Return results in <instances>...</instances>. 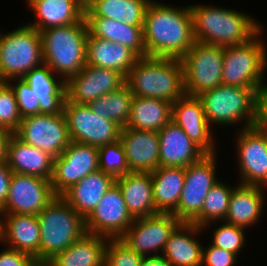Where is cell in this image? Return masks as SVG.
<instances>
[{"label": "cell", "mask_w": 267, "mask_h": 266, "mask_svg": "<svg viewBox=\"0 0 267 266\" xmlns=\"http://www.w3.org/2000/svg\"><path fill=\"white\" fill-rule=\"evenodd\" d=\"M143 36L147 57L181 59L195 43L190 6L175 8L151 0Z\"/></svg>", "instance_id": "6da1fadb"}, {"label": "cell", "mask_w": 267, "mask_h": 266, "mask_svg": "<svg viewBox=\"0 0 267 266\" xmlns=\"http://www.w3.org/2000/svg\"><path fill=\"white\" fill-rule=\"evenodd\" d=\"M195 41L220 46L243 45L263 26L252 16L226 7L189 5ZM262 28V29H261Z\"/></svg>", "instance_id": "7a4b0ae2"}, {"label": "cell", "mask_w": 267, "mask_h": 266, "mask_svg": "<svg viewBox=\"0 0 267 266\" xmlns=\"http://www.w3.org/2000/svg\"><path fill=\"white\" fill-rule=\"evenodd\" d=\"M134 96L174 103L185 95L181 59L140 57L125 77Z\"/></svg>", "instance_id": "3957f363"}, {"label": "cell", "mask_w": 267, "mask_h": 266, "mask_svg": "<svg viewBox=\"0 0 267 266\" xmlns=\"http://www.w3.org/2000/svg\"><path fill=\"white\" fill-rule=\"evenodd\" d=\"M40 35L44 64L59 78L66 82L85 67L88 37L85 18L78 23L42 30Z\"/></svg>", "instance_id": "277c9868"}, {"label": "cell", "mask_w": 267, "mask_h": 266, "mask_svg": "<svg viewBox=\"0 0 267 266\" xmlns=\"http://www.w3.org/2000/svg\"><path fill=\"white\" fill-rule=\"evenodd\" d=\"M40 263H47L85 233V219L62 196H56L38 215Z\"/></svg>", "instance_id": "5b68a950"}, {"label": "cell", "mask_w": 267, "mask_h": 266, "mask_svg": "<svg viewBox=\"0 0 267 266\" xmlns=\"http://www.w3.org/2000/svg\"><path fill=\"white\" fill-rule=\"evenodd\" d=\"M198 98L210 126H232L243 121V129L255 126L256 91L252 88L220 85L203 92Z\"/></svg>", "instance_id": "8992f818"}, {"label": "cell", "mask_w": 267, "mask_h": 266, "mask_svg": "<svg viewBox=\"0 0 267 266\" xmlns=\"http://www.w3.org/2000/svg\"><path fill=\"white\" fill-rule=\"evenodd\" d=\"M43 64L42 39L34 27L27 24L0 34V81L23 78Z\"/></svg>", "instance_id": "52a82bcc"}, {"label": "cell", "mask_w": 267, "mask_h": 266, "mask_svg": "<svg viewBox=\"0 0 267 266\" xmlns=\"http://www.w3.org/2000/svg\"><path fill=\"white\" fill-rule=\"evenodd\" d=\"M261 34L262 30L243 45L224 47L222 85L257 91L267 68V47L261 40Z\"/></svg>", "instance_id": "ba28073f"}, {"label": "cell", "mask_w": 267, "mask_h": 266, "mask_svg": "<svg viewBox=\"0 0 267 266\" xmlns=\"http://www.w3.org/2000/svg\"><path fill=\"white\" fill-rule=\"evenodd\" d=\"M181 62L186 95L199 96L222 85L224 46L195 41Z\"/></svg>", "instance_id": "9c48e42d"}, {"label": "cell", "mask_w": 267, "mask_h": 266, "mask_svg": "<svg viewBox=\"0 0 267 266\" xmlns=\"http://www.w3.org/2000/svg\"><path fill=\"white\" fill-rule=\"evenodd\" d=\"M70 139L73 142L101 147L120 139L121 127L110 119L99 117L86 104L64 101Z\"/></svg>", "instance_id": "30bf717a"}, {"label": "cell", "mask_w": 267, "mask_h": 266, "mask_svg": "<svg viewBox=\"0 0 267 266\" xmlns=\"http://www.w3.org/2000/svg\"><path fill=\"white\" fill-rule=\"evenodd\" d=\"M216 155L206 154L185 167L184 187L178 206L172 212L181 222L191 223L201 213L209 190L219 182L215 174Z\"/></svg>", "instance_id": "8fae6325"}, {"label": "cell", "mask_w": 267, "mask_h": 266, "mask_svg": "<svg viewBox=\"0 0 267 266\" xmlns=\"http://www.w3.org/2000/svg\"><path fill=\"white\" fill-rule=\"evenodd\" d=\"M26 144L41 149L54 158L63 153L71 143L64 113H39L23 117L13 133Z\"/></svg>", "instance_id": "7c38bea8"}, {"label": "cell", "mask_w": 267, "mask_h": 266, "mask_svg": "<svg viewBox=\"0 0 267 266\" xmlns=\"http://www.w3.org/2000/svg\"><path fill=\"white\" fill-rule=\"evenodd\" d=\"M180 223L172 213L135 218L119 239L144 258L161 256L159 252L163 253L171 233ZM151 252L153 255H149Z\"/></svg>", "instance_id": "4fadbf2b"}, {"label": "cell", "mask_w": 267, "mask_h": 266, "mask_svg": "<svg viewBox=\"0 0 267 266\" xmlns=\"http://www.w3.org/2000/svg\"><path fill=\"white\" fill-rule=\"evenodd\" d=\"M98 170V148L71 141L63 153L54 158L52 190L56 196H62L85 176Z\"/></svg>", "instance_id": "5bb4252c"}, {"label": "cell", "mask_w": 267, "mask_h": 266, "mask_svg": "<svg viewBox=\"0 0 267 266\" xmlns=\"http://www.w3.org/2000/svg\"><path fill=\"white\" fill-rule=\"evenodd\" d=\"M48 179L13 173L1 214L38 215L54 198Z\"/></svg>", "instance_id": "9a60e30c"}, {"label": "cell", "mask_w": 267, "mask_h": 266, "mask_svg": "<svg viewBox=\"0 0 267 266\" xmlns=\"http://www.w3.org/2000/svg\"><path fill=\"white\" fill-rule=\"evenodd\" d=\"M236 147L240 184L267 186V131L255 126L242 128Z\"/></svg>", "instance_id": "2e32d148"}, {"label": "cell", "mask_w": 267, "mask_h": 266, "mask_svg": "<svg viewBox=\"0 0 267 266\" xmlns=\"http://www.w3.org/2000/svg\"><path fill=\"white\" fill-rule=\"evenodd\" d=\"M133 221L134 218L127 210L119 186L115 183L85 219V229L86 233L119 239Z\"/></svg>", "instance_id": "e0dca14e"}, {"label": "cell", "mask_w": 267, "mask_h": 266, "mask_svg": "<svg viewBox=\"0 0 267 266\" xmlns=\"http://www.w3.org/2000/svg\"><path fill=\"white\" fill-rule=\"evenodd\" d=\"M124 83L125 77L117 70L86 64L78 74L65 82L66 98L77 104L88 105Z\"/></svg>", "instance_id": "ac0fdd59"}, {"label": "cell", "mask_w": 267, "mask_h": 266, "mask_svg": "<svg viewBox=\"0 0 267 266\" xmlns=\"http://www.w3.org/2000/svg\"><path fill=\"white\" fill-rule=\"evenodd\" d=\"M205 154H216L213 132L198 96L184 95L172 104V119Z\"/></svg>", "instance_id": "d6986e66"}, {"label": "cell", "mask_w": 267, "mask_h": 266, "mask_svg": "<svg viewBox=\"0 0 267 266\" xmlns=\"http://www.w3.org/2000/svg\"><path fill=\"white\" fill-rule=\"evenodd\" d=\"M121 144L130 172H153L159 168L158 132L124 127L120 131Z\"/></svg>", "instance_id": "ffe728a7"}, {"label": "cell", "mask_w": 267, "mask_h": 266, "mask_svg": "<svg viewBox=\"0 0 267 266\" xmlns=\"http://www.w3.org/2000/svg\"><path fill=\"white\" fill-rule=\"evenodd\" d=\"M0 242L30 254L40 263V227L37 215L1 214Z\"/></svg>", "instance_id": "44dd1931"}, {"label": "cell", "mask_w": 267, "mask_h": 266, "mask_svg": "<svg viewBox=\"0 0 267 266\" xmlns=\"http://www.w3.org/2000/svg\"><path fill=\"white\" fill-rule=\"evenodd\" d=\"M159 167H188L206 155L184 131L170 121L160 131Z\"/></svg>", "instance_id": "7402d4cb"}, {"label": "cell", "mask_w": 267, "mask_h": 266, "mask_svg": "<svg viewBox=\"0 0 267 266\" xmlns=\"http://www.w3.org/2000/svg\"><path fill=\"white\" fill-rule=\"evenodd\" d=\"M35 21L28 23L37 31L78 23L85 18L84 0H26Z\"/></svg>", "instance_id": "603a6c76"}, {"label": "cell", "mask_w": 267, "mask_h": 266, "mask_svg": "<svg viewBox=\"0 0 267 266\" xmlns=\"http://www.w3.org/2000/svg\"><path fill=\"white\" fill-rule=\"evenodd\" d=\"M6 162L13 173L26 174L51 180L54 157L26 144L14 134L7 143Z\"/></svg>", "instance_id": "cb8c5ba5"}, {"label": "cell", "mask_w": 267, "mask_h": 266, "mask_svg": "<svg viewBox=\"0 0 267 266\" xmlns=\"http://www.w3.org/2000/svg\"><path fill=\"white\" fill-rule=\"evenodd\" d=\"M127 210L135 218L151 217L160 212L153 198L152 179L149 172H129L116 179Z\"/></svg>", "instance_id": "d4e9b609"}, {"label": "cell", "mask_w": 267, "mask_h": 266, "mask_svg": "<svg viewBox=\"0 0 267 266\" xmlns=\"http://www.w3.org/2000/svg\"><path fill=\"white\" fill-rule=\"evenodd\" d=\"M203 230L193 223L181 222L171 233L161 256L172 266H201L203 246L194 235Z\"/></svg>", "instance_id": "484cf974"}, {"label": "cell", "mask_w": 267, "mask_h": 266, "mask_svg": "<svg viewBox=\"0 0 267 266\" xmlns=\"http://www.w3.org/2000/svg\"><path fill=\"white\" fill-rule=\"evenodd\" d=\"M139 58L129 47L94 37L88 32L86 64L114 69L126 77Z\"/></svg>", "instance_id": "4316f807"}, {"label": "cell", "mask_w": 267, "mask_h": 266, "mask_svg": "<svg viewBox=\"0 0 267 266\" xmlns=\"http://www.w3.org/2000/svg\"><path fill=\"white\" fill-rule=\"evenodd\" d=\"M115 181L113 176L98 170L74 184L62 197L86 219Z\"/></svg>", "instance_id": "83f0119b"}, {"label": "cell", "mask_w": 267, "mask_h": 266, "mask_svg": "<svg viewBox=\"0 0 267 266\" xmlns=\"http://www.w3.org/2000/svg\"><path fill=\"white\" fill-rule=\"evenodd\" d=\"M23 79L39 99L40 113L60 114L66 99L65 81L55 79L54 72L43 64L29 71Z\"/></svg>", "instance_id": "f1b7e54d"}, {"label": "cell", "mask_w": 267, "mask_h": 266, "mask_svg": "<svg viewBox=\"0 0 267 266\" xmlns=\"http://www.w3.org/2000/svg\"><path fill=\"white\" fill-rule=\"evenodd\" d=\"M264 198L263 187L238 183L230 196L224 221L245 229L253 226L263 215Z\"/></svg>", "instance_id": "f546056e"}, {"label": "cell", "mask_w": 267, "mask_h": 266, "mask_svg": "<svg viewBox=\"0 0 267 266\" xmlns=\"http://www.w3.org/2000/svg\"><path fill=\"white\" fill-rule=\"evenodd\" d=\"M88 32L97 38L129 47L139 57H147L143 26H130L106 17H85Z\"/></svg>", "instance_id": "4dcf8cb0"}, {"label": "cell", "mask_w": 267, "mask_h": 266, "mask_svg": "<svg viewBox=\"0 0 267 266\" xmlns=\"http://www.w3.org/2000/svg\"><path fill=\"white\" fill-rule=\"evenodd\" d=\"M108 238L85 233L66 250L59 252L48 266H104Z\"/></svg>", "instance_id": "1f68e13d"}, {"label": "cell", "mask_w": 267, "mask_h": 266, "mask_svg": "<svg viewBox=\"0 0 267 266\" xmlns=\"http://www.w3.org/2000/svg\"><path fill=\"white\" fill-rule=\"evenodd\" d=\"M151 0H84L85 17H106L130 26H143Z\"/></svg>", "instance_id": "d6a6232c"}, {"label": "cell", "mask_w": 267, "mask_h": 266, "mask_svg": "<svg viewBox=\"0 0 267 266\" xmlns=\"http://www.w3.org/2000/svg\"><path fill=\"white\" fill-rule=\"evenodd\" d=\"M172 119V103L158 98L133 96L126 127L145 131H160Z\"/></svg>", "instance_id": "836d02e7"}, {"label": "cell", "mask_w": 267, "mask_h": 266, "mask_svg": "<svg viewBox=\"0 0 267 266\" xmlns=\"http://www.w3.org/2000/svg\"><path fill=\"white\" fill-rule=\"evenodd\" d=\"M153 198L160 213H172L184 187L185 168L159 167L151 172Z\"/></svg>", "instance_id": "e575fe53"}, {"label": "cell", "mask_w": 267, "mask_h": 266, "mask_svg": "<svg viewBox=\"0 0 267 266\" xmlns=\"http://www.w3.org/2000/svg\"><path fill=\"white\" fill-rule=\"evenodd\" d=\"M133 96L128 85L124 83L117 90L101 96L88 105L99 117L110 119L124 128L129 122Z\"/></svg>", "instance_id": "d590c367"}, {"label": "cell", "mask_w": 267, "mask_h": 266, "mask_svg": "<svg viewBox=\"0 0 267 266\" xmlns=\"http://www.w3.org/2000/svg\"><path fill=\"white\" fill-rule=\"evenodd\" d=\"M234 188L235 186L230 187L219 180L209 190L201 213L191 223L205 230L207 225H212L215 221H224L229 207V199Z\"/></svg>", "instance_id": "8d00e7d4"}, {"label": "cell", "mask_w": 267, "mask_h": 266, "mask_svg": "<svg viewBox=\"0 0 267 266\" xmlns=\"http://www.w3.org/2000/svg\"><path fill=\"white\" fill-rule=\"evenodd\" d=\"M98 156L99 170L113 176L115 179L130 172L120 140L99 147Z\"/></svg>", "instance_id": "74e56055"}, {"label": "cell", "mask_w": 267, "mask_h": 266, "mask_svg": "<svg viewBox=\"0 0 267 266\" xmlns=\"http://www.w3.org/2000/svg\"><path fill=\"white\" fill-rule=\"evenodd\" d=\"M21 120L14 90L7 82L0 81V128L9 130L13 134Z\"/></svg>", "instance_id": "f35d334b"}, {"label": "cell", "mask_w": 267, "mask_h": 266, "mask_svg": "<svg viewBox=\"0 0 267 266\" xmlns=\"http://www.w3.org/2000/svg\"><path fill=\"white\" fill-rule=\"evenodd\" d=\"M244 233L245 228L224 221L214 230L211 244L238 256L241 248L245 245Z\"/></svg>", "instance_id": "ab89813d"}, {"label": "cell", "mask_w": 267, "mask_h": 266, "mask_svg": "<svg viewBox=\"0 0 267 266\" xmlns=\"http://www.w3.org/2000/svg\"><path fill=\"white\" fill-rule=\"evenodd\" d=\"M143 259L120 239H108L104 266H141Z\"/></svg>", "instance_id": "60d3db41"}, {"label": "cell", "mask_w": 267, "mask_h": 266, "mask_svg": "<svg viewBox=\"0 0 267 266\" xmlns=\"http://www.w3.org/2000/svg\"><path fill=\"white\" fill-rule=\"evenodd\" d=\"M7 83L15 92L18 109L22 118L40 113L39 99L23 78H15L14 83L12 81Z\"/></svg>", "instance_id": "b9f144b4"}, {"label": "cell", "mask_w": 267, "mask_h": 266, "mask_svg": "<svg viewBox=\"0 0 267 266\" xmlns=\"http://www.w3.org/2000/svg\"><path fill=\"white\" fill-rule=\"evenodd\" d=\"M237 255L213 246L202 249V265L201 266H234Z\"/></svg>", "instance_id": "7bdbcfd3"}, {"label": "cell", "mask_w": 267, "mask_h": 266, "mask_svg": "<svg viewBox=\"0 0 267 266\" xmlns=\"http://www.w3.org/2000/svg\"><path fill=\"white\" fill-rule=\"evenodd\" d=\"M35 259L28 253L13 248L0 252V266H35Z\"/></svg>", "instance_id": "ee69618b"}, {"label": "cell", "mask_w": 267, "mask_h": 266, "mask_svg": "<svg viewBox=\"0 0 267 266\" xmlns=\"http://www.w3.org/2000/svg\"><path fill=\"white\" fill-rule=\"evenodd\" d=\"M266 80L259 85L256 91V118L255 127L259 129H267V84L264 83Z\"/></svg>", "instance_id": "f6af8a7d"}, {"label": "cell", "mask_w": 267, "mask_h": 266, "mask_svg": "<svg viewBox=\"0 0 267 266\" xmlns=\"http://www.w3.org/2000/svg\"><path fill=\"white\" fill-rule=\"evenodd\" d=\"M12 170L8 167L7 162L0 163V209L6 203L9 184L12 177Z\"/></svg>", "instance_id": "bcb514c9"}, {"label": "cell", "mask_w": 267, "mask_h": 266, "mask_svg": "<svg viewBox=\"0 0 267 266\" xmlns=\"http://www.w3.org/2000/svg\"><path fill=\"white\" fill-rule=\"evenodd\" d=\"M11 135L9 130L0 128V163L6 161L7 143Z\"/></svg>", "instance_id": "7dc6e473"}, {"label": "cell", "mask_w": 267, "mask_h": 266, "mask_svg": "<svg viewBox=\"0 0 267 266\" xmlns=\"http://www.w3.org/2000/svg\"><path fill=\"white\" fill-rule=\"evenodd\" d=\"M141 266H172V265L162 256H156V257L144 258L141 263Z\"/></svg>", "instance_id": "c3c4849f"}, {"label": "cell", "mask_w": 267, "mask_h": 266, "mask_svg": "<svg viewBox=\"0 0 267 266\" xmlns=\"http://www.w3.org/2000/svg\"><path fill=\"white\" fill-rule=\"evenodd\" d=\"M35 266H48V265L45 263H36Z\"/></svg>", "instance_id": "681fc988"}, {"label": "cell", "mask_w": 267, "mask_h": 266, "mask_svg": "<svg viewBox=\"0 0 267 266\" xmlns=\"http://www.w3.org/2000/svg\"><path fill=\"white\" fill-rule=\"evenodd\" d=\"M1 212H0V233H1Z\"/></svg>", "instance_id": "f907efd6"}]
</instances>
